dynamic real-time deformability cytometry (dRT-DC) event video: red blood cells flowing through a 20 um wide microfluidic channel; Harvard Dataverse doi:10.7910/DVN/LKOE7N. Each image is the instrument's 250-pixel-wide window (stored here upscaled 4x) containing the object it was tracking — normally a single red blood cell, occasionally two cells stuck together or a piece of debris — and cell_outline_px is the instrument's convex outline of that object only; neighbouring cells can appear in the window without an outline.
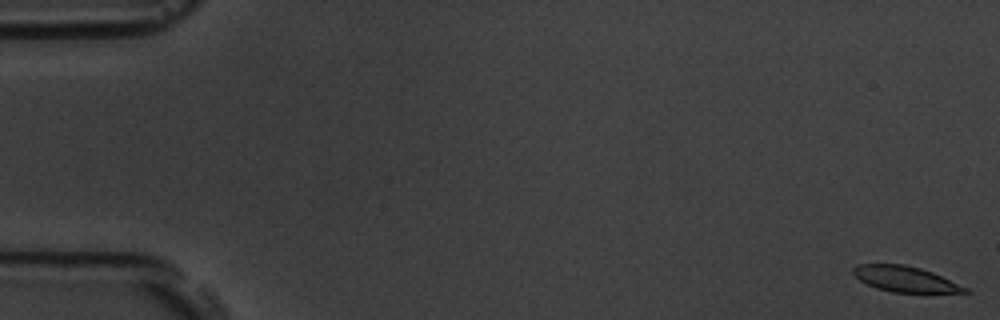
{"species": "common noctule bat (a hibernating species)", "species_latin": "Nyctalus noctula", "temperature_condition": "room temperature", "stored_images_in_passage": 18, "camera_frame_rate_fps": 3000, "um_per_image_px": 0.085, "animal": {"sex": "male", "body_mass_g": 19.5, "forearm_length_mm": 54.6}, "frame": {"image": 1, "passage_image": 1, "time_ms": 0.0, "image_size_px": [1000, 320], "cell_outline_px": [[972, 292], [892, 292], [876, 288], [860, 280], [852, 272], [852, 268], [856, 264], [904, 264], [920, 268], [932, 272], [968, 288]], "centroid_in_image_um": [76.91, 23.71], "position_along_channel_um": 8.1, "area_um2": 16.47}}